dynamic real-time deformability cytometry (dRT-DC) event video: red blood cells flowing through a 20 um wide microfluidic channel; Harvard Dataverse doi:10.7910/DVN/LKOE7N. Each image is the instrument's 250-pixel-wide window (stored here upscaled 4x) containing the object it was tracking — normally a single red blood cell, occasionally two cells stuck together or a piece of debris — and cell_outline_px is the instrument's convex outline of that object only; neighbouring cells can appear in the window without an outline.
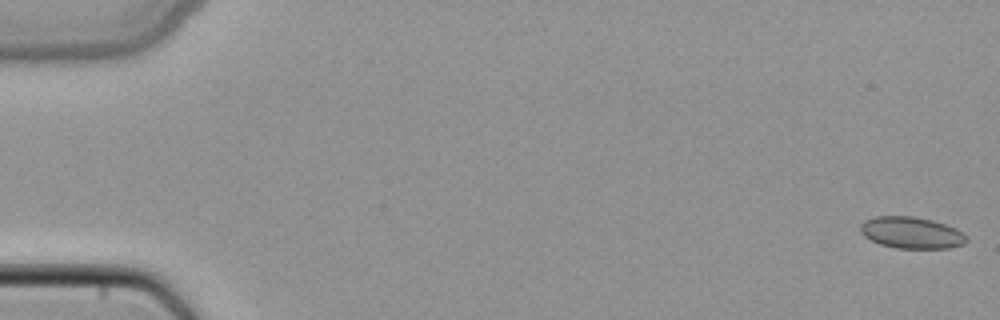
{"species": "common noctule bat (a hibernating species)", "species_latin": "Nyctalus noctula", "temperature_condition": "cold", "stored_images_in_passage": 49, "camera_frame_rate_fps": 3000, "um_per_image_px": 0.085, "animal": {"sex": "female", "body_mass_g": 22.7, "forearm_length_mm": 54.2}, "frame": {"image": 1, "passage_image": 1, "time_ms": 0.0, "image_size_px": [1000, 320], "cell_outline_px": [[968, 240], [964, 244], [948, 248], [896, 248], [880, 244], [864, 236], [860, 232], [860, 224], [864, 220], [876, 216], [912, 216], [932, 220], [956, 228], [968, 236]], "centroid_in_image_um": [77.48, 19.77], "position_along_channel_um": 7.5, "area_um2": 19.59}}
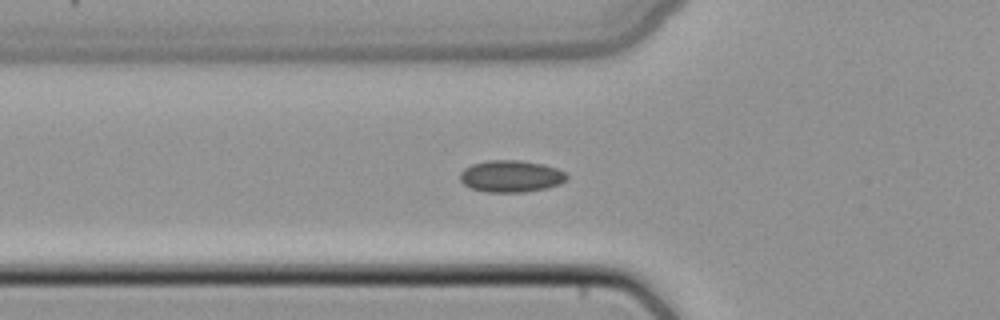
{"frame": {"image": 2, "passage_image": 18, "time_ms": 5.667, "image_size_px": [1000, 320], "cell_outline_px": [[568, 176], [560, 184], [548, 188], [524, 192], [488, 192], [468, 188], [460, 180], [460, 172], [464, 168], [472, 164], [488, 160], [520, 160], [544, 164], [556, 168], [564, 172]], "centroid_in_image_um": [43.41, 14.98], "position_along_channel_um": 82.4, "area_um2": 19.94}}
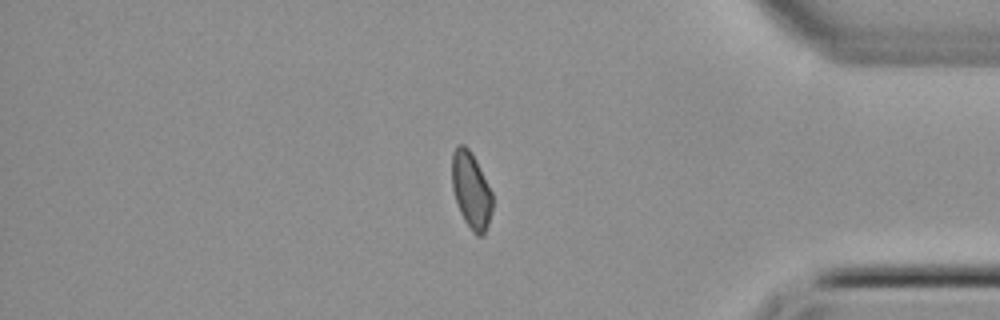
{"frame": {"image": 3, "passage_image": 42, "time_ms": 13.667, "image_size_px": [1000, 320], "cell_outline_px": [[492, 212], [488, 224], [484, 232], [480, 236], [476, 236], [472, 232], [464, 220], [460, 212], [452, 188], [452, 152], [456, 144], [464, 144], [472, 152], [492, 192]], "centroid_in_image_um": [40.04, 16.15], "position_along_channel_um": 395.2, "area_um2": 18.09}}